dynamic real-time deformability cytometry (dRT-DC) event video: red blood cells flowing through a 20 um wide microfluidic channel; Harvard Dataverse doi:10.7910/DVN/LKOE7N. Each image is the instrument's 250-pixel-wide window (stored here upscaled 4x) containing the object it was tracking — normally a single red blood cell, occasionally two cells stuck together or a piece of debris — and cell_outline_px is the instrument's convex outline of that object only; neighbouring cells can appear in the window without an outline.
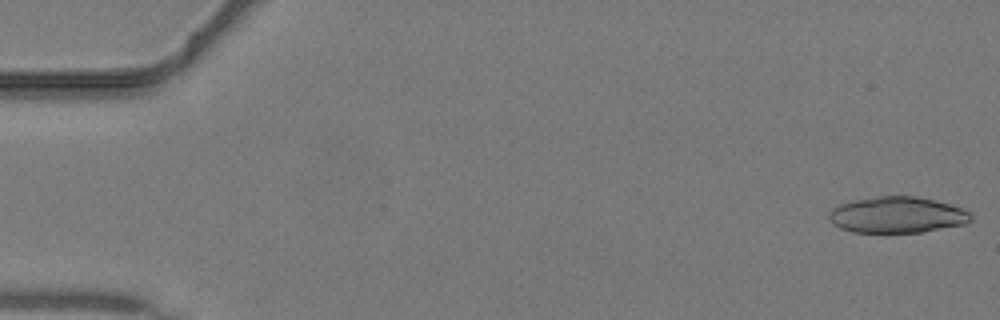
{"species": "common noctule bat (a hibernating species)", "species_latin": "Nyctalus noctula", "temperature_condition": "warm", "stored_images_in_passage": 43, "camera_frame_rate_fps": 3000, "um_per_image_px": 0.085, "animal": {"sex": "male", "body_mass_g": 19.2, "forearm_length_mm": 51.8}, "frame": {"image": 1, "passage_image": 1, "time_ms": 0.0, "image_size_px": [1000, 320], "cell_outline_px": [[972, 220], [964, 224], [920, 232], [852, 232], [840, 228], [832, 224], [828, 216], [828, 212], [832, 208], [840, 204], [856, 200], [876, 196], [916, 196], [948, 204], [960, 208], [968, 212], [972, 216]], "centroid_in_image_um": [76.21, 18.27], "position_along_channel_um": 8.8, "area_um2": 29.65}}
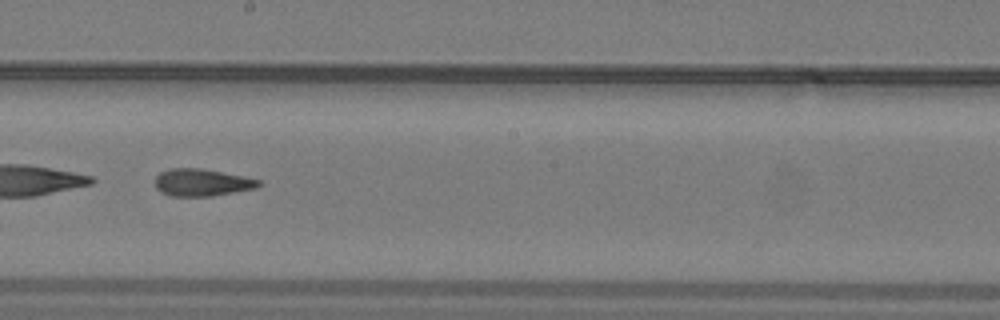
{"frame": {"image": 2, "passage_image": 25, "time_ms": 8.0, "image_size_px": [1000, 320], "cell_outline_px": [[264, 184], [256, 188], [212, 196], [168, 196], [160, 192], [156, 188], [156, 176], [160, 172], [168, 168], [204, 168], [244, 176], [260, 180]], "centroid_in_image_um": [17.17, 15.5], "position_along_channel_um": 231.0, "area_um2": 16.7}}